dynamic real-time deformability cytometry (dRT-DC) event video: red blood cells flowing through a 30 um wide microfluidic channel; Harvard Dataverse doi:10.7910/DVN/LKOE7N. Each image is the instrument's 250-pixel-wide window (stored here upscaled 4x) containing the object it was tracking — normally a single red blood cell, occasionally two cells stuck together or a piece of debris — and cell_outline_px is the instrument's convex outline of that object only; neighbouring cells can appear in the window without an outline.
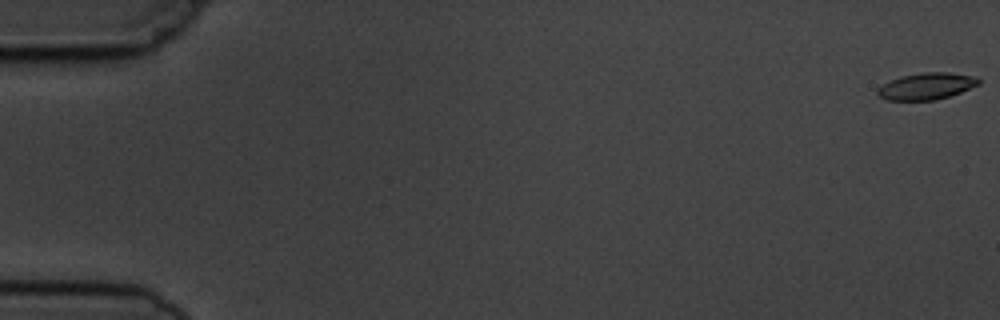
{"species": "common noctule bat (a hibernating species)", "species_latin": "Nyctalus noctula", "temperature_condition": "cold", "stored_images_in_passage": 6, "camera_frame_rate_fps": 3000, "um_per_image_px": 0.085, "animal": {"sex": "male", "body_mass_g": 19.5, "forearm_length_mm": 54.6}, "frame": {"image": 1, "passage_image": 1, "time_ms": 0.0, "image_size_px": [1000, 320], "cell_outline_px": [[980, 84], [960, 92], [936, 100], [888, 100], [880, 96], [876, 92], [876, 88], [900, 76], [924, 72], [944, 72], [976, 76], [980, 80]], "centroid_in_image_um": [78.75, 7.32], "position_along_channel_um": 6.2, "area_um2": 15.61}}
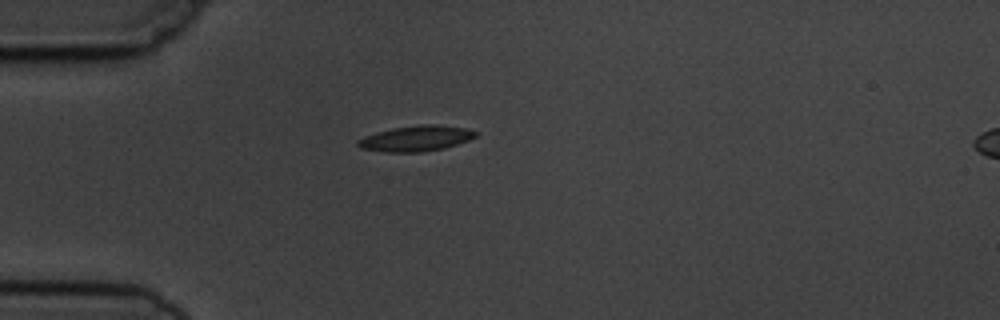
{"frame": {"image": 2, "passage_image": 5, "time_ms": 5.0, "image_size_px": [1000, 320], "cell_outline_px": [[476, 136], [468, 140], [444, 148], [420, 152], [384, 152], [360, 148], [356, 144], [356, 140], [364, 136], [376, 132], [392, 128], [420, 124], [436, 124], [468, 128], [476, 132]], "centroid_in_image_um": [35.32, 11.76], "position_along_channel_um": 49.7, "area_um2": 17.63}}